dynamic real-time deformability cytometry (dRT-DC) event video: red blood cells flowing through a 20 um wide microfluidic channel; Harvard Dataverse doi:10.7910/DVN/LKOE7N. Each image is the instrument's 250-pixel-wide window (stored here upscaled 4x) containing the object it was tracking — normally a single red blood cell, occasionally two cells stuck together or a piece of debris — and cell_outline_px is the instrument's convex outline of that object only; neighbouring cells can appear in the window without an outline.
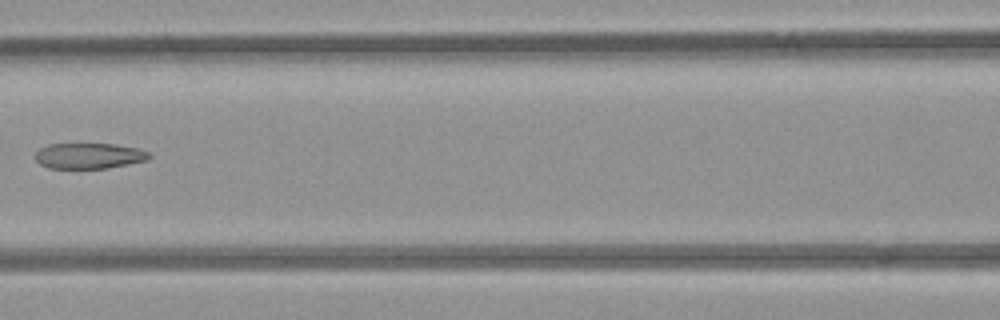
{"species": "common noctule bat (a hibernating species)", "species_latin": "Nyctalus noctula", "temperature_condition": "room temperature", "stored_images_in_passage": 6, "camera_frame_rate_fps": 3000, "um_per_image_px": 0.085, "animal": {"sex": "female", "body_mass_g": 21.9}, "frame": {"image": 1, "passage_image": 5, "time_ms": 4.667, "image_size_px": [1000, 320], "cell_outline_px": [[152, 156], [148, 160], [108, 168], [48, 168], [40, 164], [36, 160], [36, 152], [40, 148], [48, 144], [116, 144], [136, 148], [148, 152]], "centroid_in_image_um": [7.57, 13.24], "position_along_channel_um": 159.0, "area_um2": 16.99}}
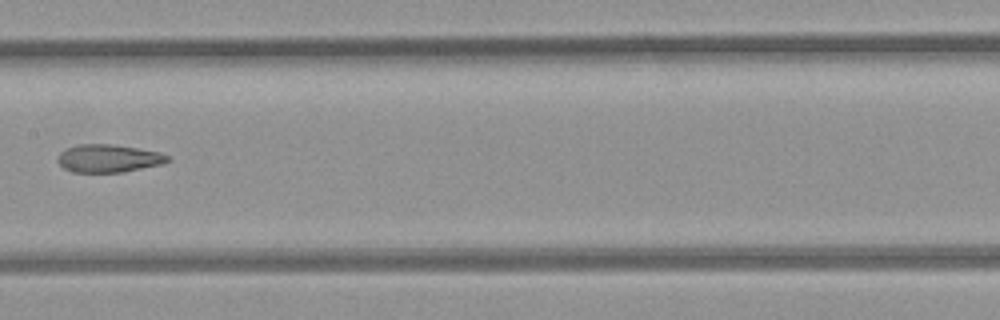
{"frame": {"image": 2, "passage_image": 6, "time_ms": 5.667, "image_size_px": [1000, 320], "cell_outline_px": [[172, 160], [164, 164], [124, 172], [72, 172], [64, 168], [56, 160], [60, 152], [68, 148], [80, 144], [112, 144], [160, 152], [168, 156]], "centroid_in_image_um": [9.25, 13.47], "position_along_channel_um": 198.1, "area_um2": 17.92}}